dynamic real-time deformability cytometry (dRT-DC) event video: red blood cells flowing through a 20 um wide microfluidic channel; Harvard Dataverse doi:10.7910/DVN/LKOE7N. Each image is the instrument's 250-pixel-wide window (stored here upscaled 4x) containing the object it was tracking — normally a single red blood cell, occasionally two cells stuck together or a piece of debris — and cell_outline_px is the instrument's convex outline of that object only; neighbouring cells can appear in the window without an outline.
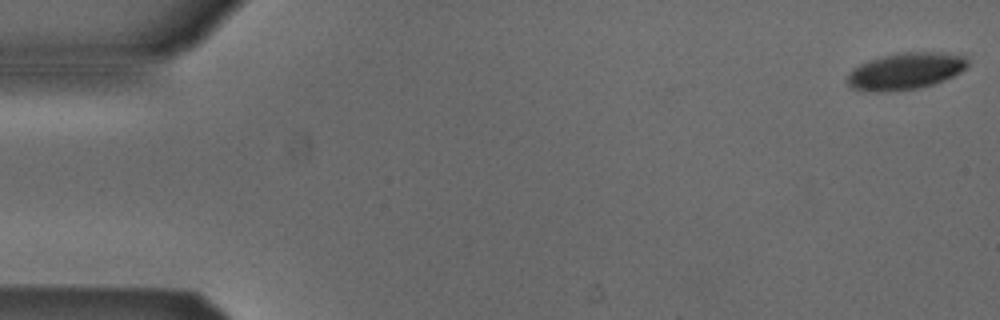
{"species": "Egyptian fruit bat (a non-hibernating species)", "species_latin": "Rousettus aegyptiacus", "temperature_condition": "cold", "stored_images_in_passage": 51, "camera_frame_rate_fps": 3000, "um_per_image_px": 0.085, "animal": {"sex": "male"}, "frame": {"image": 1, "passage_image": 1, "time_ms": 0.0, "image_size_px": [1000, 320], "cell_outline_px": [[968, 64], [960, 72], [944, 80], [920, 88], [876, 92], [852, 88], [848, 84], [848, 76], [852, 68], [868, 60], [880, 56], [900, 52], [940, 52], [964, 56], [968, 60]], "centroid_in_image_um": [76.95, 6.03], "position_along_channel_um": 8.1, "area_um2": 25.61}}
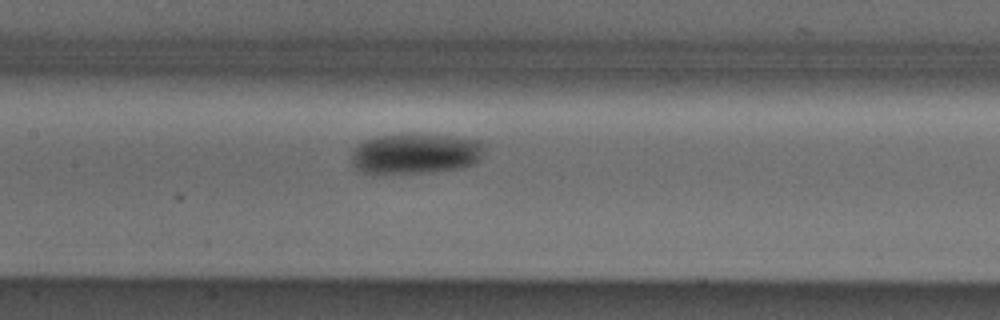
{"frame": {"image": 2, "passage_image": 25, "time_ms": 8.0, "image_size_px": [1000, 320], "cell_outline_px": [[484, 152], [480, 160], [472, 164], [460, 168], [428, 172], [380, 176], [372, 176], [360, 172], [352, 164], [352, 148], [364, 140], [376, 136], [400, 132], [416, 132], [452, 136], [480, 140], [484, 144]], "centroid_in_image_um": [35.24, 13.05], "position_along_channel_um": 172.2, "area_um2": 33.06}}
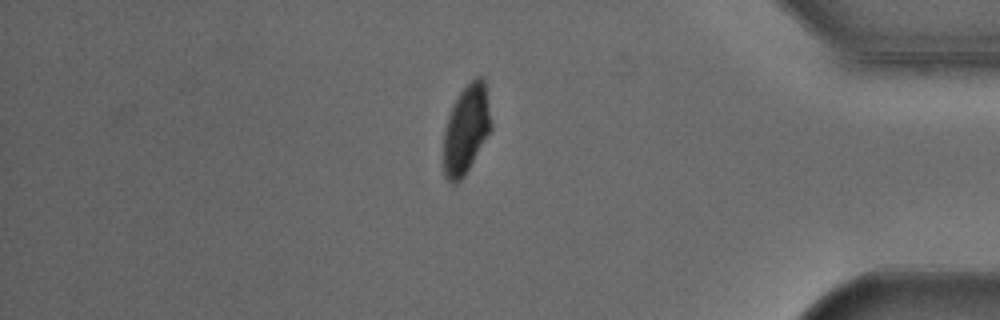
{"frame": {"image": 3, "passage_image": 45, "time_ms": 14.667, "image_size_px": [1000, 320], "cell_outline_px": [[492, 128], [464, 176], [456, 184], [452, 184], [444, 176], [444, 132], [448, 116], [460, 92], [476, 76], [484, 76], [492, 124]], "centroid_in_image_um": [39.64, 10.99], "position_along_channel_um": 395.6, "area_um2": 24.39}, "authors_computed_cell_mechanics": {"area_um2": 28.4954, "velocity_mm_per_s": 3.8414, "shape_relaxation_time_tau1_ms": 3.2091, "shape_relaxation_time_tau2_ms": null, "deformation_change_tau1": 0.0888, "deformation_change_tau2": null}}